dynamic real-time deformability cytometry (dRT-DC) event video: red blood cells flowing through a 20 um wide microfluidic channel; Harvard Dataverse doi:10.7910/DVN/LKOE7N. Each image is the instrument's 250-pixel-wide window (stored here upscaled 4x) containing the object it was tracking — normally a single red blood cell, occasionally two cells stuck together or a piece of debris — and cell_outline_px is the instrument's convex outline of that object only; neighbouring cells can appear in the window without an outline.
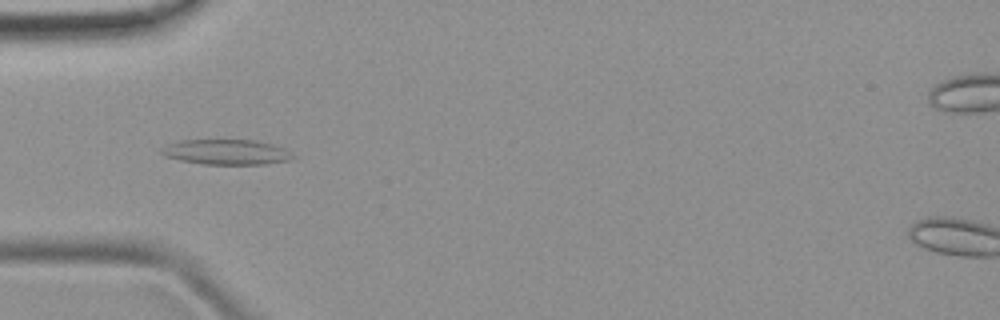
{"species": "common noctule bat (a hibernating species)", "species_latin": "Nyctalus noctula", "temperature_condition": "room temperature", "stored_images_in_passage": 48, "camera_frame_rate_fps": 3000, "um_per_image_px": 0.085, "animal": {"sex": "female", "body_mass_g": 19.9}, "frame": {"image": 1, "passage_image": 15, "time_ms": 4.667, "image_size_px": [1000, 320], "cell_outline_px": [[292, 156], [288, 160], [268, 164], [204, 164], [180, 160], [164, 156], [160, 152], [160, 148], [168, 144], [180, 140], [256, 140], [272, 144], [284, 148]], "centroid_in_image_um": [19.18, 12.92], "position_along_channel_um": 65.8, "area_um2": 19.13}}
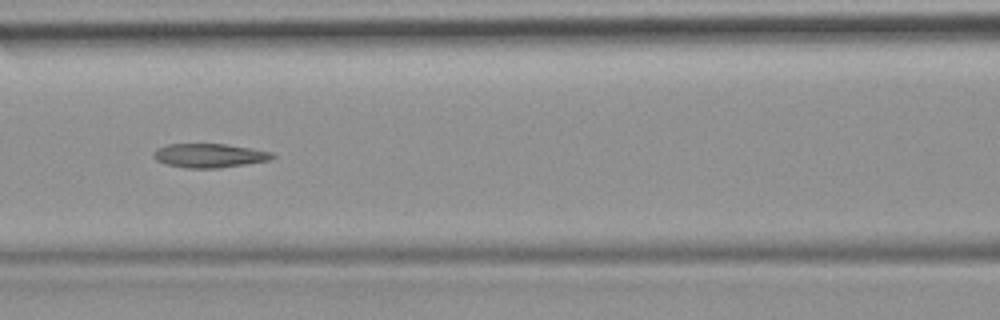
{"frame": {"image": 2, "passage_image": 21, "time_ms": 6.667, "image_size_px": [1000, 320], "cell_outline_px": [[276, 156], [268, 160], [220, 168], [188, 168], [168, 164], [156, 160], [152, 156], [152, 152], [156, 148], [168, 144], [224, 144], [252, 148], [272, 152]], "centroid_in_image_um": [17.77, 13.21], "position_along_channel_um": 148.8, "area_um2": 16.53}}
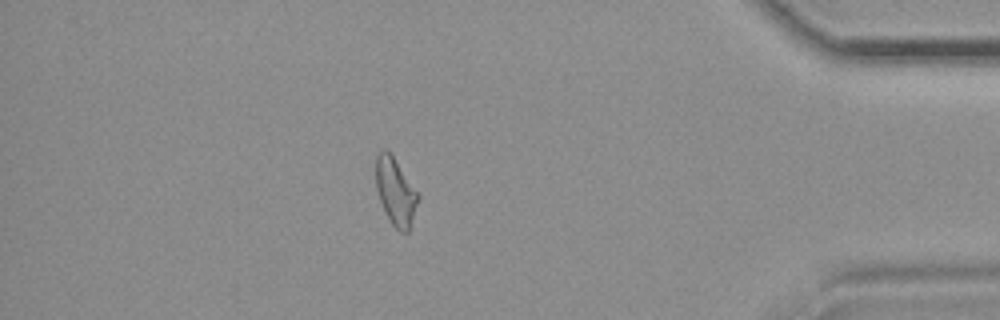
{"frame": {"image": 3, "passage_image": 42, "time_ms": 13.667, "image_size_px": [1000, 320], "cell_outline_px": [[420, 196], [408, 232], [400, 232], [388, 220], [380, 200], [376, 188], [376, 156], [384, 148], [392, 156]], "centroid_in_image_um": [33.61, 16.32], "position_along_channel_um": 401.6, "area_um2": 16.13}}